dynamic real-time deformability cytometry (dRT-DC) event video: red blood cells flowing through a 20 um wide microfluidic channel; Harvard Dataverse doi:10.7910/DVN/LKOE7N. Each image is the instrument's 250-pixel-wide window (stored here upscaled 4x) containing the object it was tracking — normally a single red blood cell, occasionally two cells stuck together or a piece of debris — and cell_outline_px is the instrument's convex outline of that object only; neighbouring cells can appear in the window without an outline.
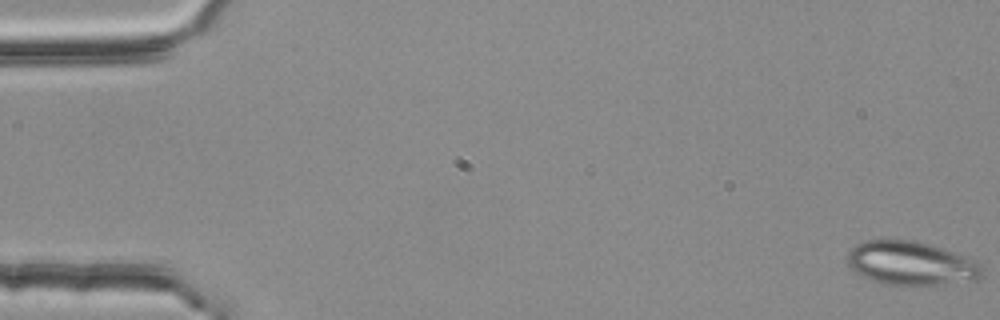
{"species": "common noctule bat (a hibernating species)", "species_latin": "Nyctalus noctula", "temperature_condition": "room temperature", "stored_images_in_passage": 53, "camera_frame_rate_fps": 3000, "um_per_image_px": 0.085, "animal": {"sex": "female", "body_mass_g": 25.1}, "frame": {"image": 1, "passage_image": 1, "time_ms": 0.0, "image_size_px": [1000, 320], "cell_outline_px": [[984, 276], [976, 280], [940, 284], [888, 284], [872, 280], [856, 272], [848, 264], [848, 252], [856, 244], [864, 240], [916, 240], [976, 260], [984, 268]], "centroid_in_image_um": [77.47, 22.37], "position_along_channel_um": 7.5, "area_um2": 33.99}}
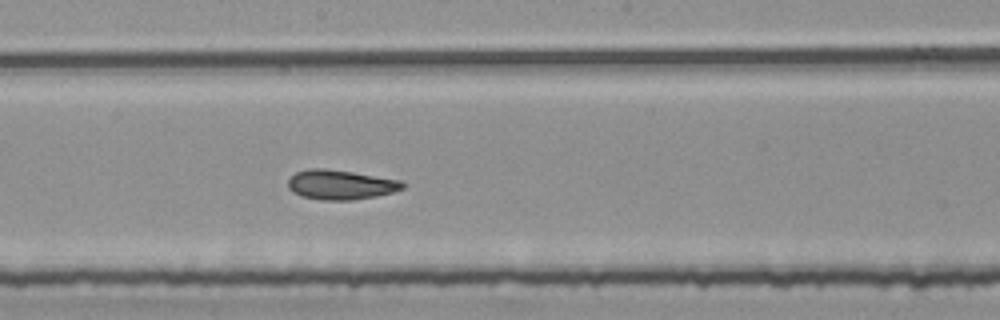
{"frame": {"image": 2, "passage_image": 30, "time_ms": 9.667, "image_size_px": [1000, 320], "cell_outline_px": [[404, 188], [392, 192], [376, 196], [352, 200], [320, 200], [300, 196], [292, 192], [288, 188], [288, 180], [296, 172], [308, 168], [324, 168], [352, 172], [400, 180], [404, 184]], "centroid_in_image_um": [28.91, 15.7], "position_along_channel_um": 219.3, "area_um2": 19.77}}
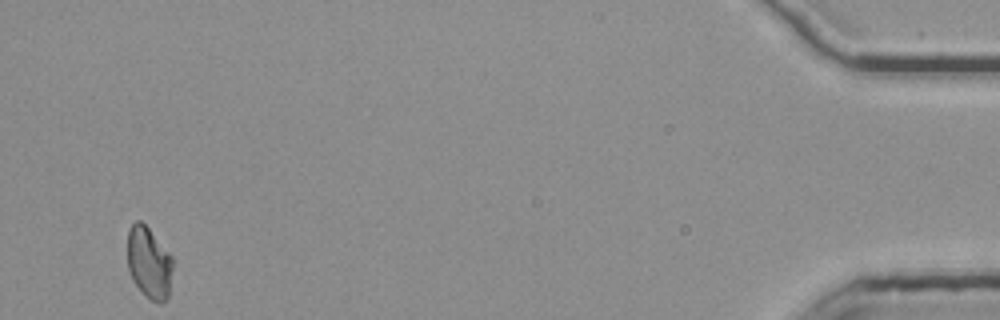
{"frame": {"image": 3, "passage_image": 53, "time_ms": 17.333, "image_size_px": [1000, 320], "cell_outline_px": [[172, 268], [168, 296], [160, 304], [144, 296], [132, 280], [128, 268], [128, 228], [136, 220], [140, 220], [148, 228], [172, 256]], "centroid_in_image_um": [12.65, 22.34], "position_along_channel_um": 422.6, "area_um2": 18.84}, "authors_computed_cell_mechanics": {"area_um2": 19.7676, "velocity_mm_per_s": 3.7731, "shape_relaxation_time_tau1_ms": 5.7901, "shape_relaxation_time_tau2_ms": 2.1786, "deformation_change_tau1": 0.1374, "deformation_change_tau2": 0.0967}}